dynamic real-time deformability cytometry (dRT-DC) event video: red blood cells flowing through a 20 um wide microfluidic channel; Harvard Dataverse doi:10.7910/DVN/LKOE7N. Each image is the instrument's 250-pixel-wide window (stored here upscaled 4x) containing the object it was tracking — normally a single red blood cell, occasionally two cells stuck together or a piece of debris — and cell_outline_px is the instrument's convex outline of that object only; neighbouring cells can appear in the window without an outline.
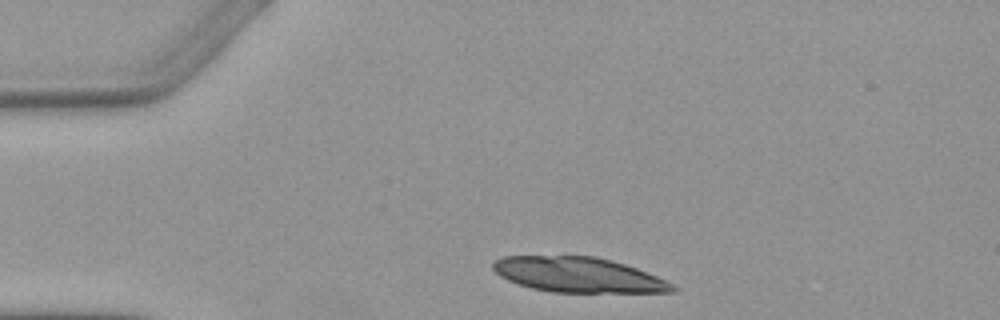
{"species": "Egyptian fruit bat (a non-hibernating species)", "species_latin": "Rousettus aegyptiacus", "temperature_condition": "warm", "stored_images_in_passage": 4, "camera_frame_rate_fps": 3000, "um_per_image_px": 0.085, "animal": {"sex": "female"}, "frame": {"image": 1, "passage_image": 1, "time_ms": 0.0, "image_size_px": [1000, 320], "cell_outline_px": [[680, 288], [676, 292], [552, 292], [532, 288], [508, 280], [500, 276], [492, 268], [492, 264], [496, 260], [504, 256], [596, 256], [612, 260], [636, 268], [656, 276]], "centroid_in_image_um": [49.17, 23.36], "position_along_channel_um": 35.8, "area_um2": 36.47}}
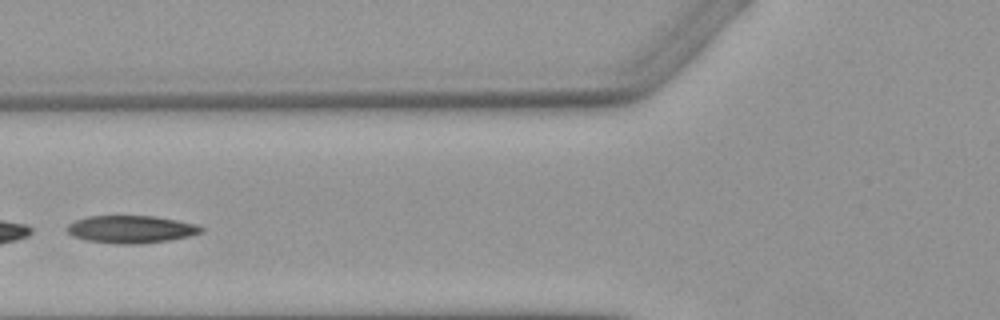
{"frame": {"image": 2, "passage_image": 3, "time_ms": 3.333, "image_size_px": [1000, 320], "cell_outline_px": [[204, 232], [188, 236], [168, 240], [136, 244], [116, 244], [88, 240], [72, 236], [64, 228], [68, 224], [76, 220], [88, 216], [156, 216], [196, 224], [204, 228]], "centroid_in_image_um": [11.12, 19.48], "position_along_channel_um": 114.7, "area_um2": 21.5}}
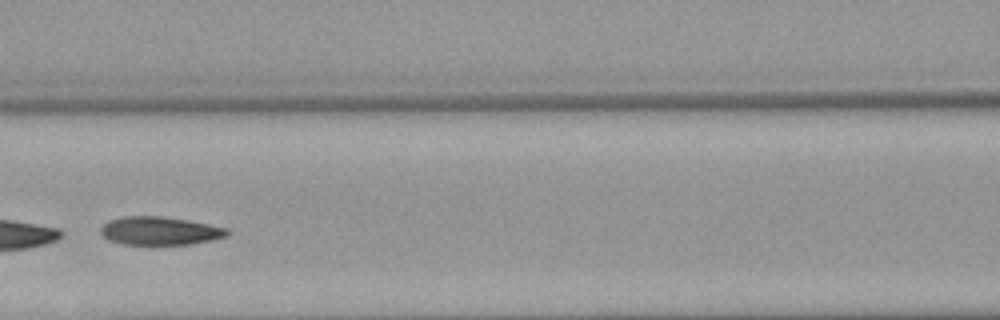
{"frame": {"image": 3, "passage_image": 4, "time_ms": 4.333, "image_size_px": [1000, 320], "cell_outline_px": [[232, 232], [228, 236], [212, 240], [192, 244], [124, 244], [108, 240], [100, 236], [100, 228], [108, 220], [124, 216], [164, 216], [188, 220], [228, 228]], "centroid_in_image_um": [13.59, 19.62], "position_along_channel_um": 153.0, "area_um2": 21.1}}